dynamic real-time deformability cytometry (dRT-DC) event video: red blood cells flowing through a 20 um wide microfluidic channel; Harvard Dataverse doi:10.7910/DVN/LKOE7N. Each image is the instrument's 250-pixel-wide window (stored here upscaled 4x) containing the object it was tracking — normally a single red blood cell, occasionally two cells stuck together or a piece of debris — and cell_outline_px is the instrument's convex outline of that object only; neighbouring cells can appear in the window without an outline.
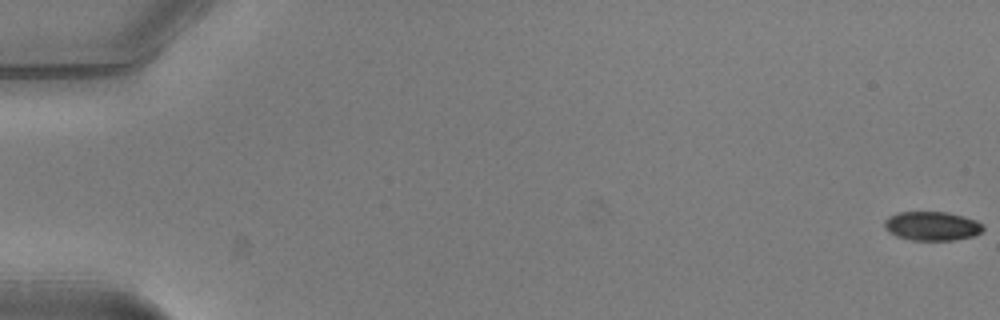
{"species": "common noctule bat (a hibernating species)", "species_latin": "Nyctalus noctula", "temperature_condition": "warm", "stored_images_in_passage": 11, "camera_frame_rate_fps": 3000, "um_per_image_px": 0.085, "animal": {"sex": "male", "body_mass_g": 20.5, "forearm_length_mm": 52.5}, "frame": {"image": 1, "passage_image": 1, "time_ms": 0.0, "image_size_px": [1000, 320], "cell_outline_px": [[984, 228], [980, 232], [972, 236], [952, 240], [912, 240], [896, 236], [884, 224], [884, 220], [888, 216], [896, 212], [948, 212], [964, 216], [976, 220], [984, 224]], "centroid_in_image_um": [79.24, 19.19], "position_along_channel_um": 5.8, "area_um2": 16.59}}